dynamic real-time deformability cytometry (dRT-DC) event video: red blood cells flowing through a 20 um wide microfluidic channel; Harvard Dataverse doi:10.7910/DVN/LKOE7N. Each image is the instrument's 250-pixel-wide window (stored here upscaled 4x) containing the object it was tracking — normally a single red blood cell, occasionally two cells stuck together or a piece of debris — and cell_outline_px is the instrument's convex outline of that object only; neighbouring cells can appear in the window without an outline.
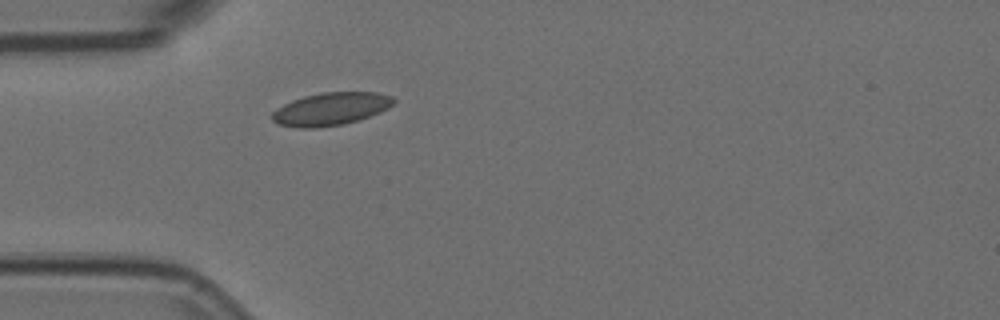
{"species": "Egyptian fruit bat (a non-hibernating species)", "species_latin": "Rousettus aegyptiacus", "temperature_condition": "room temperature", "stored_images_in_passage": 40, "camera_frame_rate_fps": 3000, "um_per_image_px": 0.085, "animal": {"sex": "female"}, "frame": {"image": 1, "passage_image": 1, "time_ms": 0.0, "image_size_px": [1000, 320], "cell_outline_px": [[396, 100], [388, 108], [380, 112], [356, 120], [340, 124], [316, 128], [300, 128], [280, 124], [272, 120], [272, 112], [276, 108], [292, 100], [304, 96], [320, 92], [376, 92], [392, 96]], "centroid_in_image_um": [28.1, 9.24], "position_along_channel_um": 56.9, "area_um2": 23.0}}
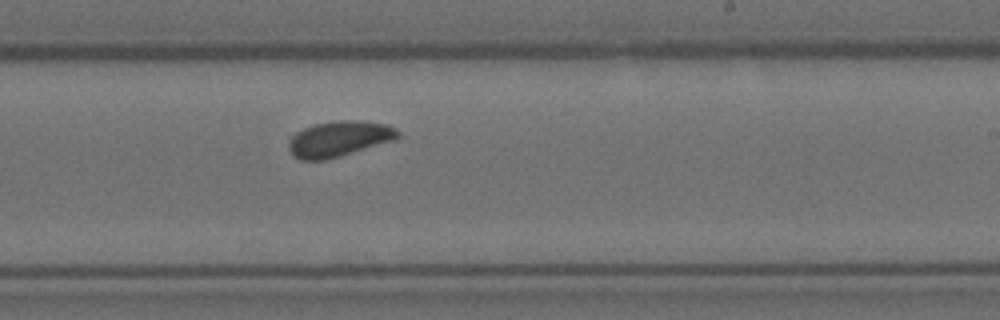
{"frame": {"image": 2, "passage_image": 18, "time_ms": 5.667, "image_size_px": [1000, 320], "cell_outline_px": [[400, 136], [396, 140], [340, 156], [324, 160], [300, 160], [292, 156], [288, 148], [288, 144], [292, 136], [296, 132], [304, 128], [316, 124], [340, 120], [360, 120], [388, 124], [396, 128], [400, 132]], "centroid_in_image_um": [28.85, 11.8], "position_along_channel_um": 260.2, "area_um2": 22.83}}
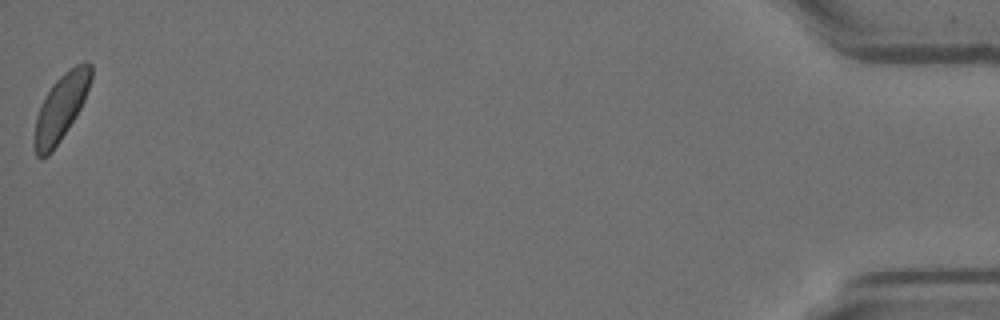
{"frame": {"image": 3, "passage_image": 40, "time_ms": 13.0, "image_size_px": [1000, 320], "cell_outline_px": [[92, 76], [84, 100], [76, 116], [52, 152], [48, 156], [40, 160], [36, 156], [36, 116], [52, 84], [64, 72], [76, 64], [84, 60], [88, 60], [92, 64]], "centroid_in_image_um": [5.22, 9.09], "position_along_channel_um": 430.0, "area_um2": 21.39}, "authors_computed_cell_mechanics": {"area_um2": 22.0507, "velocity_mm_per_s": 3.6633, "shape_relaxation_time_tau1_ms": 3.5764, "shape_relaxation_time_tau2_ms": null, "deformation_change_tau1": 0.0668, "deformation_change_tau2": null}}